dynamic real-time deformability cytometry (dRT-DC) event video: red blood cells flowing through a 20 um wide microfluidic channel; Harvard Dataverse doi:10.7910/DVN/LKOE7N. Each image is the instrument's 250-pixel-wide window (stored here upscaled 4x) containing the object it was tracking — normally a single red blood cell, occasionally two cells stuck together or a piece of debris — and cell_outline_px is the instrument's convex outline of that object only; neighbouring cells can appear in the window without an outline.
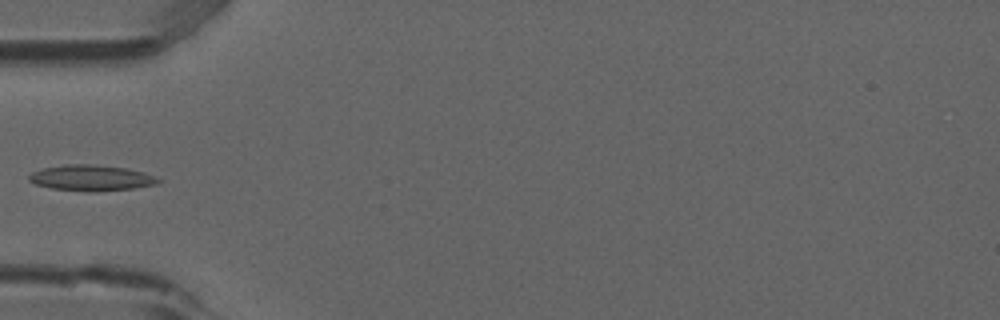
{"species": "common noctule bat (a hibernating species)", "species_latin": "Nyctalus noctula", "temperature_condition": "room temperature", "stored_images_in_passage": 4, "camera_frame_rate_fps": 3000, "um_per_image_px": 0.085, "animal": {"sex": "male", "forearm_length_mm": 52.5}, "frame": {"image": 1, "passage_image": 3, "time_ms": 0.667, "image_size_px": [1000, 320], "cell_outline_px": [[164, 180], [156, 184], [136, 188], [92, 192], [88, 192], [52, 188], [36, 184], [28, 180], [28, 176], [32, 172], [40, 168], [64, 164], [92, 164], [124, 168], [144, 172], [156, 176]], "centroid_in_image_um": [7.76, 15.12], "position_along_channel_um": 77.2, "area_um2": 19.65}}
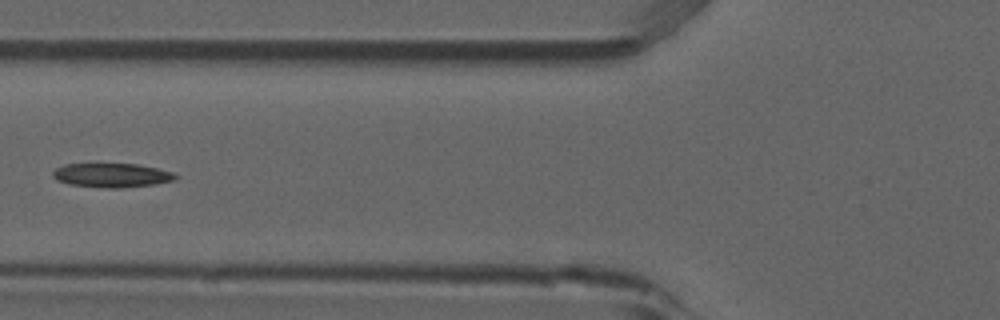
{"frame": {"image": 2, "passage_image": 4, "time_ms": 1.0, "image_size_px": [1000, 320], "cell_outline_px": [[180, 176], [172, 180], [152, 184], [120, 188], [108, 188], [68, 184], [56, 180], [52, 176], [52, 172], [56, 168], [64, 164], [96, 160], [136, 164], [156, 168], [172, 172]], "centroid_in_image_um": [9.39, 14.83], "position_along_channel_um": 116.4, "area_um2": 18.09}}